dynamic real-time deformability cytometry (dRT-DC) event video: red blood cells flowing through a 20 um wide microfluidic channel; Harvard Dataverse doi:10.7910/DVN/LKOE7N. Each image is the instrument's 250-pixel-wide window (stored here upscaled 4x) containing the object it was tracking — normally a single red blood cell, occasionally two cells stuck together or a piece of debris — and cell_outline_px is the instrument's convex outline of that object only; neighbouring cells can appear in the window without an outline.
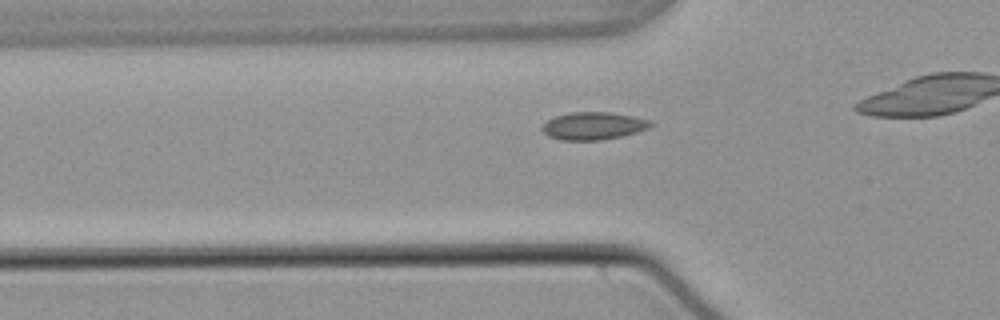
{"species": "common noctule bat (a hibernating species)", "species_latin": "Nyctalus noctula", "temperature_condition": "warm", "stored_images_in_passage": 37, "camera_frame_rate_fps": 3000, "um_per_image_px": 0.085, "animal": {"sex": "male", "body_mass_g": 21.5, "forearm_length_mm": 52.0}, "frame": {"image": 1, "passage_image": 12, "time_ms": 3.667, "image_size_px": [1000, 320], "cell_outline_px": [[652, 124], [648, 128], [624, 136], [600, 140], [560, 140], [548, 136], [540, 128], [548, 120], [556, 116], [568, 112], [608, 112], [636, 116], [652, 120]], "centroid_in_image_um": [50.45, 10.69], "position_along_channel_um": 75.3, "area_um2": 17.57}}
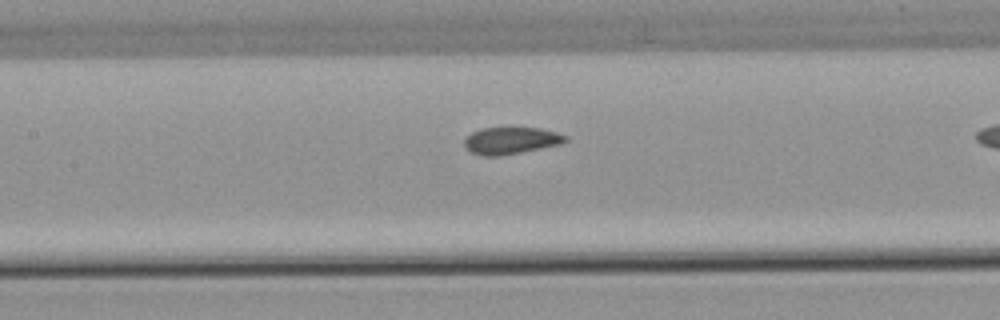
{"frame": {"image": 2, "passage_image": 19, "time_ms": 6.0, "image_size_px": [1000, 320], "cell_outline_px": [[568, 140], [560, 144], [500, 156], [484, 156], [472, 152], [464, 144], [464, 140], [472, 132], [480, 128], [540, 128], [556, 132], [568, 136]], "centroid_in_image_um": [43.44, 11.94], "position_along_channel_um": 164.0, "area_um2": 15.66}}
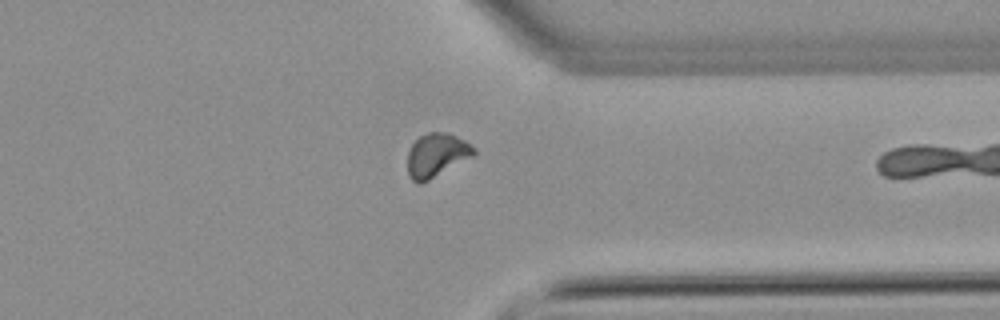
{"frame": {"image": 3, "passage_image": 36, "time_ms": 11.667, "image_size_px": [1000, 320], "cell_outline_px": [[476, 152], [472, 156], [428, 180], [420, 184], [416, 184], [408, 176], [408, 152], [412, 144], [420, 136], [428, 132], [448, 132], [464, 140], [476, 148]], "centroid_in_image_um": [37.08, 13.18], "position_along_channel_um": 374.3, "area_um2": 16.7}}